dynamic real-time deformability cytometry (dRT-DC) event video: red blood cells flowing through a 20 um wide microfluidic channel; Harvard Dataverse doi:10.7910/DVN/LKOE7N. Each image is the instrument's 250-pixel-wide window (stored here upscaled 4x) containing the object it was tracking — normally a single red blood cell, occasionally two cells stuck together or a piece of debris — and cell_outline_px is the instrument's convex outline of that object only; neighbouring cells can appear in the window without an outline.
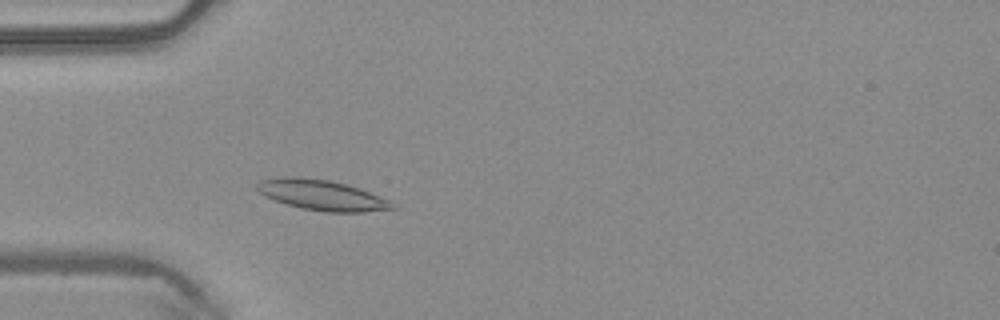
{"species": "common noctule bat (a hibernating species)", "species_latin": "Nyctalus noctula", "temperature_condition": "warm", "stored_images_in_passage": 3, "camera_frame_rate_fps": 3000, "um_per_image_px": 0.085, "animal": {"sex": "male", "body_mass_g": 20.4}, "frame": {"image": 1, "passage_image": 3, "time_ms": 0.667, "image_size_px": [1000, 320], "cell_outline_px": [[396, 208], [360, 212], [324, 212], [300, 208], [264, 196], [256, 188], [256, 184], [260, 180], [288, 176], [296, 176], [328, 180], [360, 188], [388, 200], [396, 204]], "centroid_in_image_um": [27.34, 16.58], "position_along_channel_um": 57.7, "area_um2": 23.76}}